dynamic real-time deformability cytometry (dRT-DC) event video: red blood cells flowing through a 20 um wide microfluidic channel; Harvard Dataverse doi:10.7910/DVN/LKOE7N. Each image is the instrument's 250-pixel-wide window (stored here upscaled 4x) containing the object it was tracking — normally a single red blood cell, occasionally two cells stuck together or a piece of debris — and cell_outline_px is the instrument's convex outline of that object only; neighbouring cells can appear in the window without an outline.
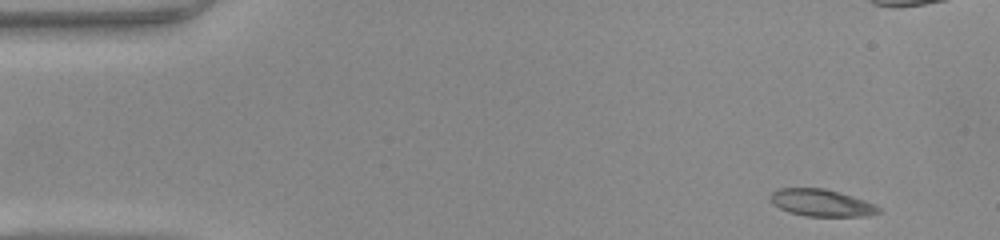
{"species": "common noctule bat (a hibernating species)", "species_latin": "Nyctalus noctula", "temperature_condition": "warm", "stored_images_in_passage": 47, "camera_frame_rate_fps": 3000, "um_per_image_px": 0.085, "animal": {"sex": "female", "body_mass_g": 22.0, "forearm_length_mm": 56.7}, "frame": {"image": 1, "passage_image": 1, "time_ms": 0.0, "image_size_px": [1000, 240], "cell_outline_px": [[880, 212], [868, 216], [804, 216], [788, 212], [772, 204], [768, 196], [772, 192], [780, 188], [824, 188], [840, 192], [876, 204], [880, 208]], "centroid_in_image_um": [69.8, 17.24], "position_along_channel_um": 15.2, "area_um2": 17.22}}
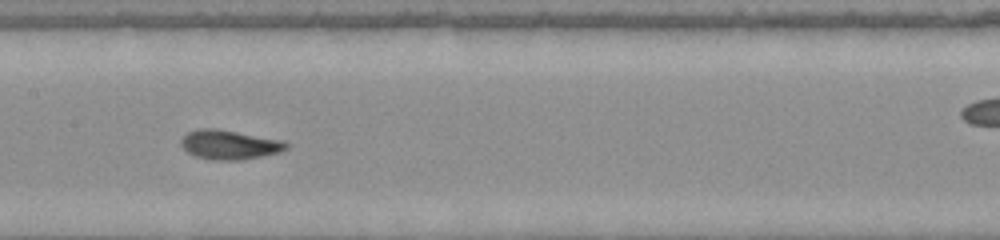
{"frame": {"image": 2, "passage_image": 21, "time_ms": 6.667, "image_size_px": [1000, 240], "cell_outline_px": [[288, 148], [280, 152], [240, 160], [212, 160], [196, 156], [188, 152], [180, 144], [180, 140], [188, 132], [204, 128], [216, 128], [284, 140], [288, 144]], "centroid_in_image_um": [19.52, 12.29], "position_along_channel_um": 187.9, "area_um2": 17.92}}
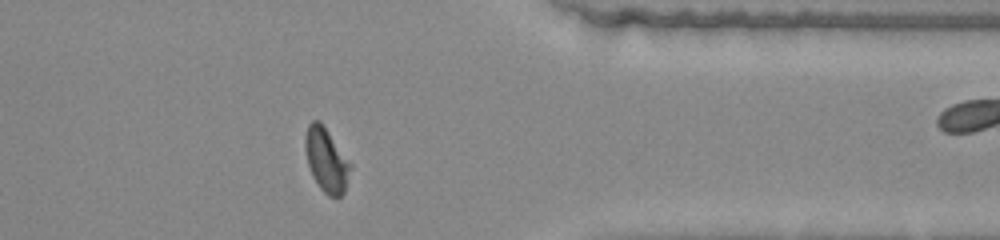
{"frame": {"image": 3, "passage_image": 36, "time_ms": 11.667, "image_size_px": [1000, 240], "cell_outline_px": [[352, 168], [344, 192], [336, 200], [328, 196], [320, 188], [312, 176], [308, 164], [304, 144], [304, 140], [308, 124], [312, 120], [320, 120], [352, 164]], "centroid_in_image_um": [27.75, 13.62], "position_along_channel_um": 383.7, "area_um2": 17.05}, "authors_computed_cell_mechanics": {"area_um2": 17.1088, "velocity_mm_per_s": 4.1919, "shape_relaxation_time_tau1_ms": 4.0988, "shape_relaxation_time_tau2_ms": 1.6628, "deformation_change_tau1": 0.1779, "deformation_change_tau2": 0.055}}